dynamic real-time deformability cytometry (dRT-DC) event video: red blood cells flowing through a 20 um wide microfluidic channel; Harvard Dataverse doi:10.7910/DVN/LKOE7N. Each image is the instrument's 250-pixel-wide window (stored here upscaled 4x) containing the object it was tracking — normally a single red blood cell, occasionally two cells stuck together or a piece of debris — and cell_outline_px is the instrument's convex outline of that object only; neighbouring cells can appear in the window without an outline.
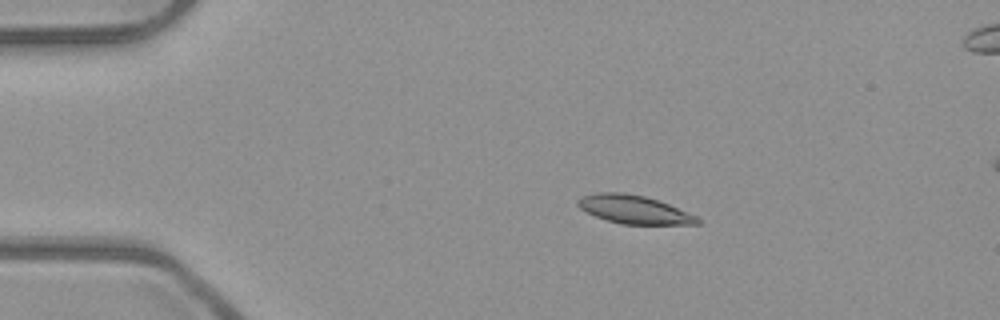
{"species": "common noctule bat (a hibernating species)", "species_latin": "Nyctalus noctula", "temperature_condition": "room temperature", "stored_images_in_passage": 7, "camera_frame_rate_fps": 3000, "um_per_image_px": 0.085, "animal": {"sex": "male", "body_mass_g": 23.1, "forearm_length_mm": 52.7}, "frame": {"image": 1, "passage_image": 3, "time_ms": 0.667, "image_size_px": [1000, 320], "cell_outline_px": [[700, 224], [620, 224], [596, 216], [580, 208], [576, 204], [576, 200], [580, 196], [596, 192], [624, 192], [644, 196], [668, 204], [696, 216], [700, 220]], "centroid_in_image_um": [53.84, 17.79], "position_along_channel_um": 31.2, "area_um2": 19.59}}
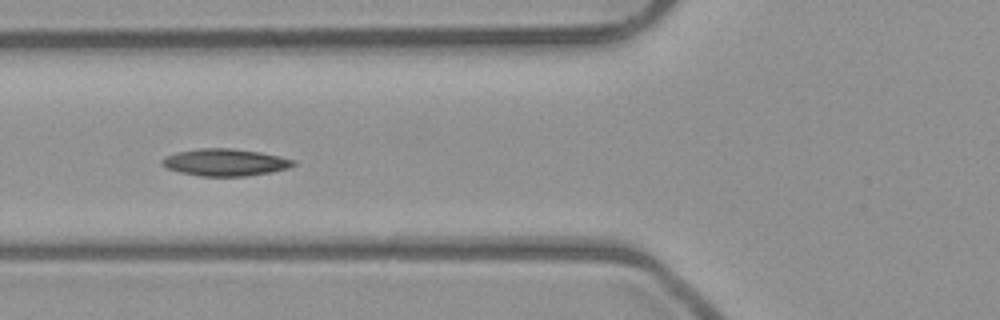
{"frame": {"image": 2, "passage_image": 6, "time_ms": 1.667, "image_size_px": [1000, 320], "cell_outline_px": [[296, 164], [288, 168], [272, 172], [248, 176], [200, 176], [180, 172], [168, 168], [160, 164], [160, 160], [164, 156], [176, 152], [200, 148], [232, 148], [260, 152], [280, 156], [296, 160]], "centroid_in_image_um": [19.13, 13.79], "position_along_channel_um": 106.7, "area_um2": 20.92}}
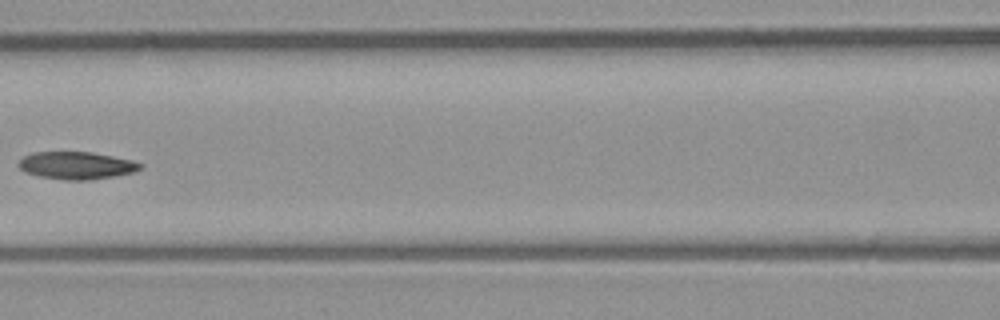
{"frame": {"image": 3, "passage_image": 7, "time_ms": 2.0, "image_size_px": [1000, 320], "cell_outline_px": [[144, 164], [136, 172], [116, 176], [92, 180], [64, 180], [36, 176], [24, 172], [16, 164], [24, 156], [36, 152], [92, 152], [132, 160]], "centroid_in_image_um": [6.5, 14.08], "position_along_channel_um": 160.1, "area_um2": 19.71}}